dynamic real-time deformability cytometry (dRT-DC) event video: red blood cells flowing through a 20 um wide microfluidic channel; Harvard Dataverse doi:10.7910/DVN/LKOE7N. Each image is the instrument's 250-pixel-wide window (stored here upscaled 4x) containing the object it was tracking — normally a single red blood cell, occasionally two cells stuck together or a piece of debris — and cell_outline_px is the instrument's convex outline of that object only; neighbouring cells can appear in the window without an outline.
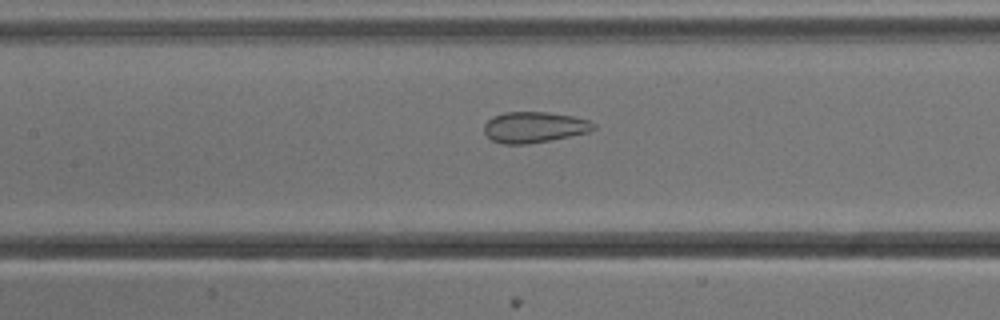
{"species": "common noctule bat (a hibernating species)", "species_latin": "Nyctalus noctula", "temperature_condition": "cold", "stored_images_in_passage": 53, "camera_frame_rate_fps": 3000, "um_per_image_px": 0.085, "animal": {"sex": "male", "body_mass_g": 13.3}, "frame": {"image": 1, "passage_image": 24, "time_ms": 7.667, "image_size_px": [1000, 320], "cell_outline_px": [[596, 128], [588, 132], [552, 140], [528, 144], [504, 144], [492, 140], [484, 132], [484, 124], [492, 116], [504, 112], [548, 112], [572, 116], [588, 120], [596, 124]], "centroid_in_image_um": [45.4, 10.81], "position_along_channel_um": 162.0, "area_um2": 19.77}}
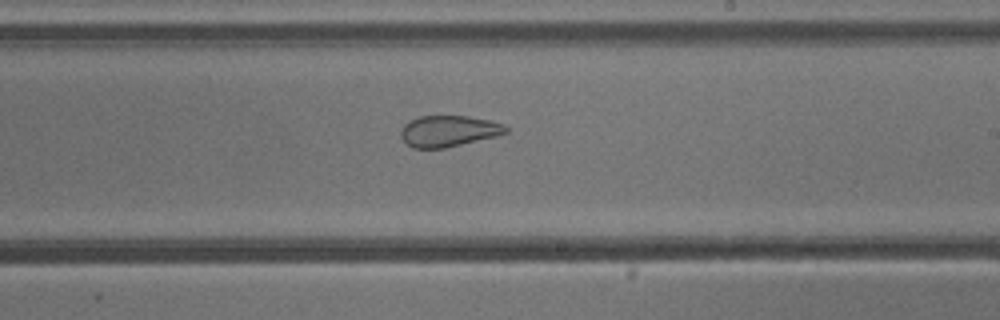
{"frame": {"image": 2, "passage_image": 31, "time_ms": 10.0, "image_size_px": [1000, 320], "cell_outline_px": [[508, 132], [496, 136], [444, 148], [412, 148], [400, 136], [400, 128], [408, 120], [420, 116], [468, 116], [488, 120], [504, 124], [508, 128]], "centroid_in_image_um": [38.1, 11.13], "position_along_channel_um": 250.9, "area_um2": 19.07}}
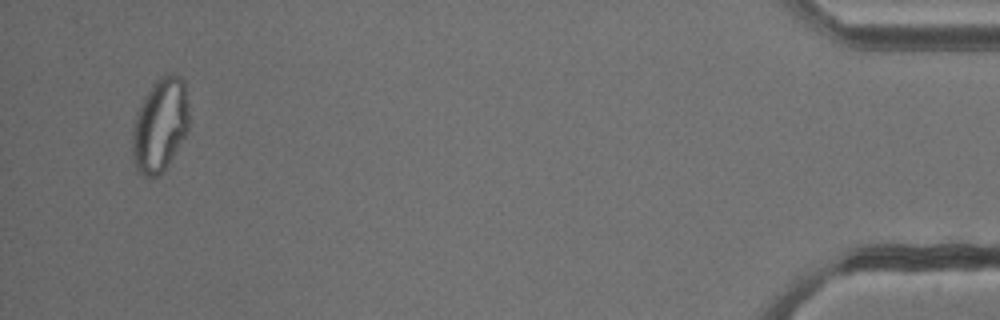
{"frame": {"image": 3, "passage_image": 51, "time_ms": 16.667, "image_size_px": [1000, 320], "cell_outline_px": [[188, 128], [184, 136], [164, 172], [156, 176], [144, 176], [136, 168], [132, 156], [132, 128], [136, 112], [144, 96], [152, 84], [160, 76], [168, 72], [172, 72], [180, 76], [184, 80], [188, 108]], "centroid_in_image_um": [13.59, 10.6], "position_along_channel_um": 421.6, "area_um2": 31.1}, "authors_computed_cell_mechanics": {"area_um2": 27.8018, "velocity_mm_per_s": 3.8271, "shape_relaxation_time_tau1_ms": null, "shape_relaxation_time_tau2_ms": 0.9862, "deformation_change_tau1": null, "deformation_change_tau2": 0.0696}}